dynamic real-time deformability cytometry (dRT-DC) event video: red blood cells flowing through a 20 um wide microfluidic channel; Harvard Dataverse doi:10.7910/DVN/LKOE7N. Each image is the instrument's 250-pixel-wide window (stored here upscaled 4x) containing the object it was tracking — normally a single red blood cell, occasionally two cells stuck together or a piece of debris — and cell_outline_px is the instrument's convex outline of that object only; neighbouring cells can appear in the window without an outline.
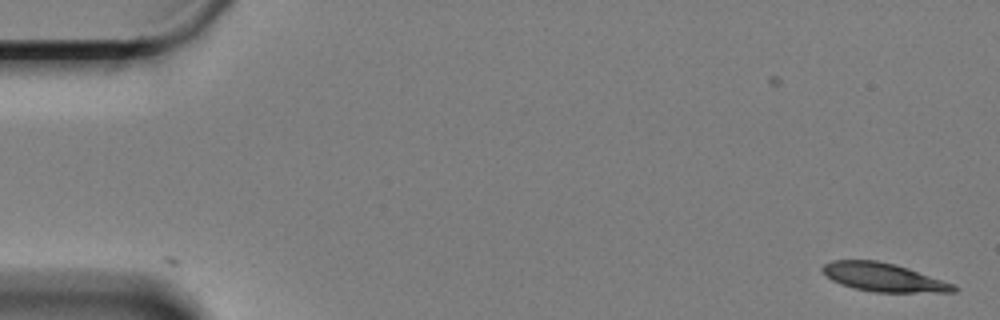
{"species": "Egyptian fruit bat (a non-hibernating species)", "species_latin": "Rousettus aegyptiacus", "temperature_condition": "cold", "stored_images_in_passage": 39, "camera_frame_rate_fps": 3000, "um_per_image_px": 0.085, "animal": {"sex": "female"}, "frame": {"image": 1, "passage_image": 1, "time_ms": 0.0, "image_size_px": [1000, 320], "cell_outline_px": [[960, 288], [956, 292], [876, 292], [852, 288], [840, 284], [832, 280], [820, 268], [824, 264], [832, 260], [876, 260], [896, 264], [956, 284]], "centroid_in_image_um": [75.14, 23.57], "position_along_channel_um": 9.9, "area_um2": 21.91}}
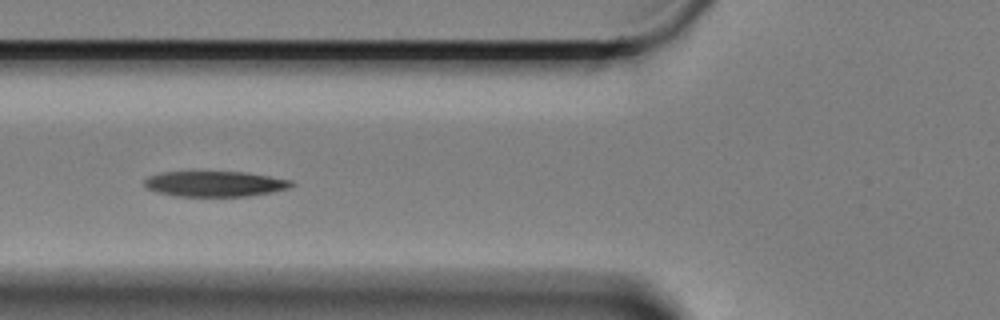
{"frame": {"image": 2, "passage_image": 22, "time_ms": 7.0, "image_size_px": [1000, 320], "cell_outline_px": [[296, 184], [288, 188], [272, 192], [248, 196], [176, 196], [156, 192], [144, 188], [144, 180], [148, 176], [160, 172], [244, 172], [292, 180]], "centroid_in_image_um": [18.23, 15.63], "position_along_channel_um": 107.6, "area_um2": 21.91}}
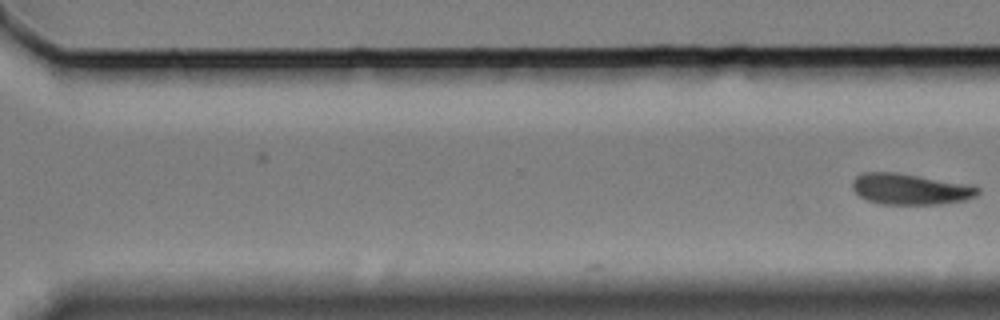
{"frame": {"image": 3, "passage_image": 39, "time_ms": 12.667, "image_size_px": [1000, 320], "cell_outline_px": [[980, 192], [976, 196], [964, 200], [944, 204], [880, 204], [868, 200], [860, 196], [852, 188], [852, 180], [856, 176], [864, 172], [896, 172], [972, 184], [980, 188]], "centroid_in_image_um": [77.4, 16.06], "position_along_channel_um": 293.2, "area_um2": 22.89}}